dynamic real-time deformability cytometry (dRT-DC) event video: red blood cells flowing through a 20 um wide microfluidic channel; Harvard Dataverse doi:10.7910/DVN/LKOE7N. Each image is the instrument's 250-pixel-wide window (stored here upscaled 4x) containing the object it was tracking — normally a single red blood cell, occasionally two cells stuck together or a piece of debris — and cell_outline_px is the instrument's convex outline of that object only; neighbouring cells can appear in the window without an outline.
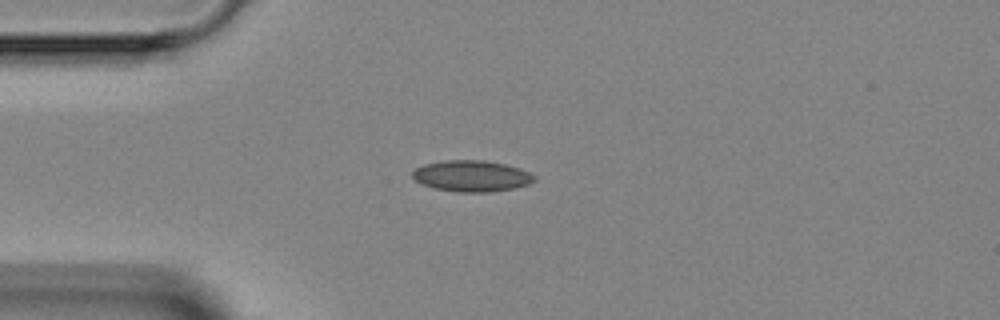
{"species": "Egyptian fruit bat (a non-hibernating species)", "species_latin": "Rousettus aegyptiacus", "temperature_condition": "room temperature", "stored_images_in_passage": 1, "camera_frame_rate_fps": 3000, "um_per_image_px": 0.085, "animal": {"sex": "female"}, "frame": {"image": 1, "passage_image": 1, "time_ms": 0.0, "image_size_px": [1000, 320], "cell_outline_px": [[536, 180], [528, 184], [512, 188], [492, 192], [456, 192], [432, 188], [416, 180], [412, 176], [412, 172], [416, 168], [424, 164], [444, 160], [484, 160], [504, 164], [520, 168], [536, 176]], "centroid_in_image_um": [40.09, 14.96], "position_along_channel_um": 44.9, "area_um2": 22.14}}